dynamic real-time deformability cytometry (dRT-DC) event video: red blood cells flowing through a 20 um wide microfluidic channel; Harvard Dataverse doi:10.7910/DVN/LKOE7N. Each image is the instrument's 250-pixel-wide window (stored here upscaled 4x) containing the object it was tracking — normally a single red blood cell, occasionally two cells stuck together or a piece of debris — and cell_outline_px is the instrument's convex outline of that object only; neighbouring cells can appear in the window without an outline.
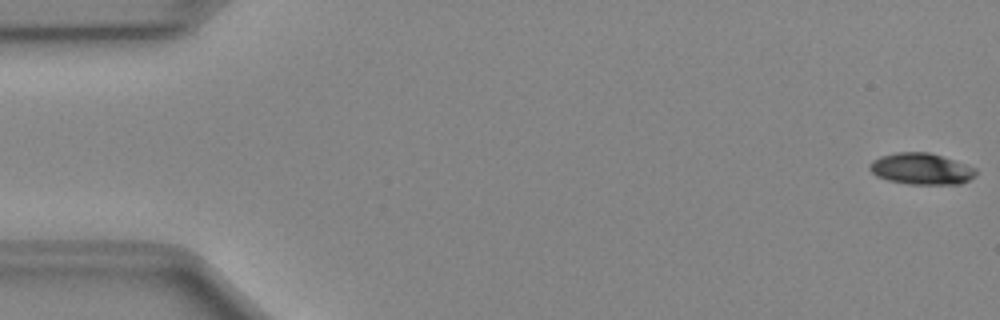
{"species": "Egyptian fruit bat (a non-hibernating species)", "species_latin": "Rousettus aegyptiacus", "temperature_condition": "cold", "stored_images_in_passage": 50, "camera_frame_rate_fps": 3000, "um_per_image_px": 0.085, "animal": {"sex": "female"}, "frame": {"image": 1, "passage_image": 1, "time_ms": 0.0, "image_size_px": [1000, 320], "cell_outline_px": [[976, 176], [960, 184], [908, 184], [888, 180], [876, 176], [868, 168], [868, 164], [872, 160], [880, 156], [896, 152], [928, 152], [976, 168]], "centroid_in_image_um": [78.26, 14.35], "position_along_channel_um": 6.7, "area_um2": 19.36}}
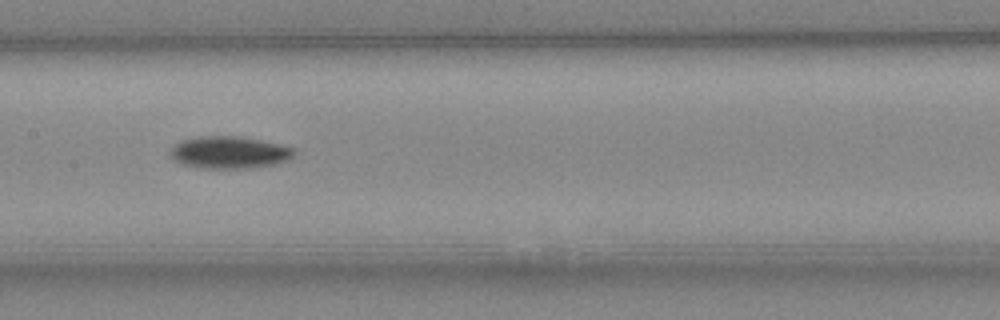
{"frame": {"image": 2, "passage_image": 25, "time_ms": 8.0, "image_size_px": [1000, 320], "cell_outline_px": [[296, 152], [288, 160], [276, 164], [252, 168], [204, 168], [184, 164], [176, 160], [172, 156], [172, 148], [180, 140], [196, 136], [240, 136], [260, 140], [292, 148]], "centroid_in_image_um": [19.51, 12.95], "position_along_channel_um": 187.9, "area_um2": 22.95}}
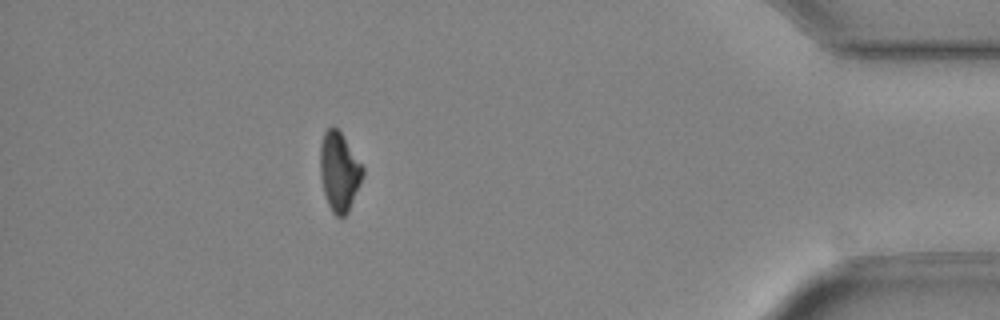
{"frame": {"image": 3, "passage_image": 45, "time_ms": 14.667, "image_size_px": [1000, 320], "cell_outline_px": [[364, 176], [348, 212], [344, 216], [336, 216], [332, 212], [328, 204], [324, 192], [320, 176], [320, 144], [324, 132], [332, 124], [340, 132], [364, 168]], "centroid_in_image_um": [28.83, 14.58], "position_along_channel_um": 406.4, "area_um2": 19.54}, "authors_computed_cell_mechanics": {"area_um2": 20.9236, "velocity_mm_per_s": 4.0234, "shape_relaxation_time_tau1_ms": 2.6243, "shape_relaxation_time_tau2_ms": null, "deformation_change_tau1": 0.0972, "deformation_change_tau2": null}}